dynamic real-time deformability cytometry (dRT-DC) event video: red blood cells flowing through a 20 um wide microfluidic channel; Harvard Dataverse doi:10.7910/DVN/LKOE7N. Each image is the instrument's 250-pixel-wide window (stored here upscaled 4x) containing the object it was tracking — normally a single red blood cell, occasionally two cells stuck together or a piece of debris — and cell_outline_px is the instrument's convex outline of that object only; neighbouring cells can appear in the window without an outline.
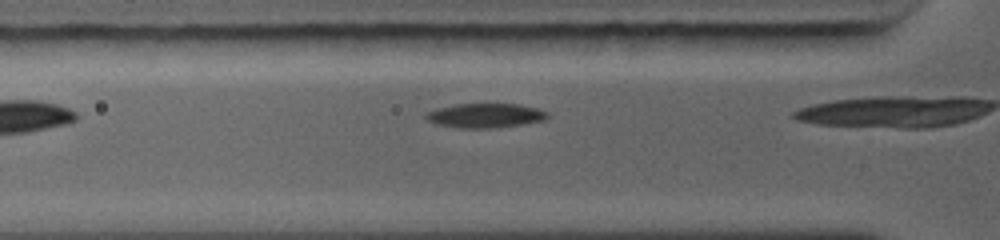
{"species": "common noctule bat (a hibernating species)", "species_latin": "Nyctalus noctula", "temperature_condition": "warm", "stored_images_in_passage": 5, "camera_frame_rate_fps": 5000, "um_per_image_px": 0.085, "animal": {"sex": "female", "body_mass_g": 19.0, "forearm_length_mm": 56.7}, "frame": {"image": 1, "passage_image": 4, "time_ms": 2.0, "image_size_px": [1000, 240], "cell_outline_px": [[548, 116], [544, 120], [520, 124], [488, 128], [464, 128], [440, 124], [428, 120], [424, 116], [424, 112], [436, 108], [452, 104], [520, 104], [536, 108], [548, 112]], "centroid_in_image_um": [41.21, 9.8], "position_along_channel_um": 84.6, "area_um2": 17.05}}